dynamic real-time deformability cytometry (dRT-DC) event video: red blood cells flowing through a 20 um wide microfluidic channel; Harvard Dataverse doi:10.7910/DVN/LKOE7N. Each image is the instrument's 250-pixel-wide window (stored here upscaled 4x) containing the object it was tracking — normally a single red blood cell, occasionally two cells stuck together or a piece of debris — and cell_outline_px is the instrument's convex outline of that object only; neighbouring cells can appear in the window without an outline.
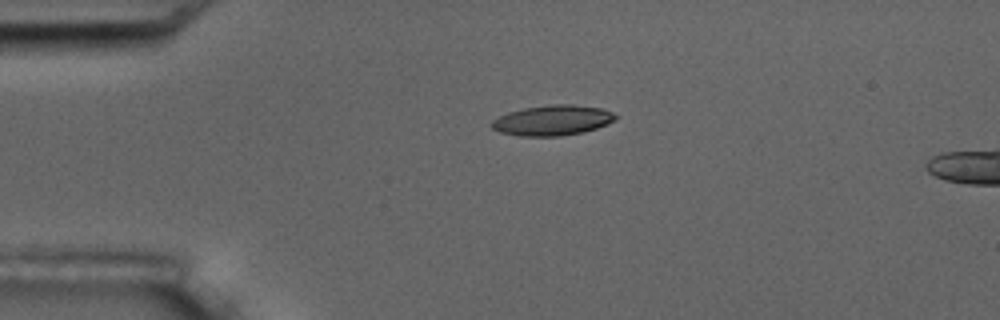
{"species": "common noctule bat (a hibernating species)", "species_latin": "Nyctalus noctula", "temperature_condition": "room temperature", "stored_images_in_passage": 2, "camera_frame_rate_fps": 3000, "um_per_image_px": 0.085, "animal": {"sex": "male", "body_mass_g": 17.5, "forearm_length_mm": 52.3}, "frame": {"image": 1, "passage_image": 1, "time_ms": 0.0, "image_size_px": [1000, 320], "cell_outline_px": [[620, 116], [616, 120], [608, 124], [584, 132], [560, 136], [524, 136], [500, 132], [492, 128], [488, 124], [492, 120], [508, 112], [524, 108], [548, 104], [572, 104], [604, 108]], "centroid_in_image_um": [47.0, 10.22], "position_along_channel_um": 38.0, "area_um2": 22.14}}